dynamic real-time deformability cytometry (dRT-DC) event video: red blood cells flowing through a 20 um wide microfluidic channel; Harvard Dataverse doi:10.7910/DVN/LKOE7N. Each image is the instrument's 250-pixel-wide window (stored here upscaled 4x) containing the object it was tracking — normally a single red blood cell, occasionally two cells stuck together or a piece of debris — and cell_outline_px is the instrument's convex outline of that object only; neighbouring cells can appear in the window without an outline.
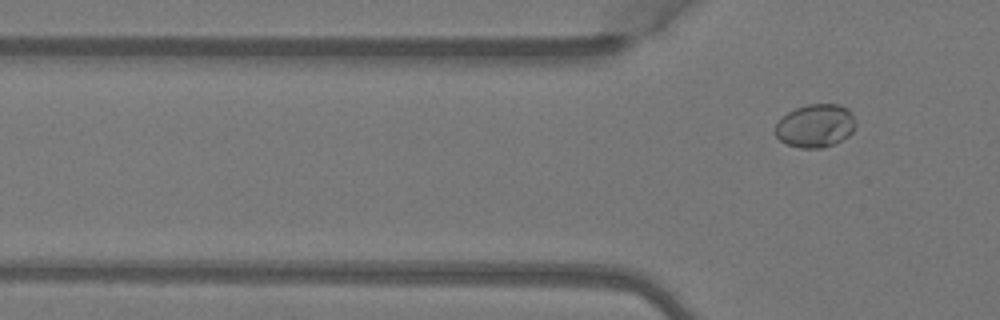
{"species": "Egyptian fruit bat (a non-hibernating species)", "species_latin": "Rousettus aegyptiacus", "temperature_condition": "warm", "stored_images_in_passage": 5, "segment_of_instrument_passage": [2, 2], "camera_frame_rate_fps": 3000, "um_per_image_px": 0.085, "animal": {"sex": "female"}, "frame": {"image": 1, "passage_image": 5, "time_ms": 1.333, "image_size_px": [1000, 320], "cell_outline_px": [[856, 124], [852, 132], [848, 136], [832, 144], [820, 148], [800, 148], [788, 144], [780, 140], [776, 136], [776, 124], [788, 112], [796, 108], [808, 104], [840, 104], [848, 108], [852, 112]], "centroid_in_image_um": [69.33, 10.67], "position_along_channel_um": 56.5, "area_um2": 20.11}}